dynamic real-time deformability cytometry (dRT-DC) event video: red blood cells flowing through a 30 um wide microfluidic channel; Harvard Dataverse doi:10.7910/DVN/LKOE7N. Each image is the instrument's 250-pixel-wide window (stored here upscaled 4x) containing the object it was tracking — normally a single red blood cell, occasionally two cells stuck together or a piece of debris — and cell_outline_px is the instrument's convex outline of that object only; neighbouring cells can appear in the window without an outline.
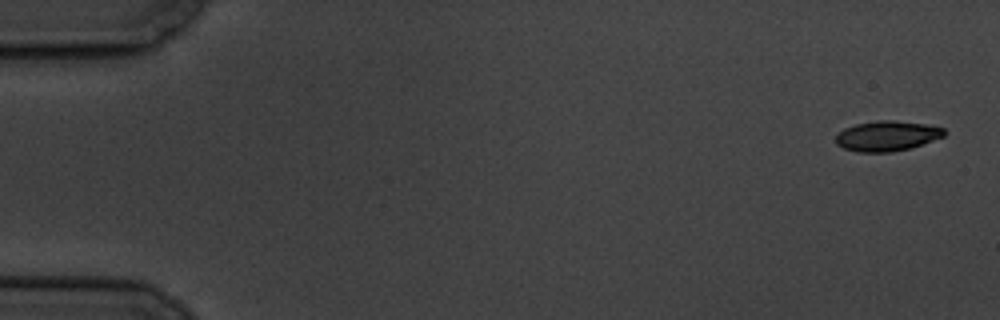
{"species": "common noctule bat (a hibernating species)", "species_latin": "Nyctalus noctula", "temperature_condition": "cold", "stored_images_in_passage": 6, "camera_frame_rate_fps": 3000, "um_per_image_px": 0.085, "animal": {"sex": "male", "body_mass_g": 19.5, "forearm_length_mm": 54.6}, "frame": {"image": 1, "passage_image": 1, "time_ms": 0.0, "image_size_px": [1000, 320], "cell_outline_px": [[948, 132], [944, 136], [912, 148], [892, 152], [856, 152], [844, 148], [836, 144], [836, 136], [844, 128], [856, 124], [880, 120], [892, 120], [924, 124], [944, 128]], "centroid_in_image_um": [75.41, 11.56], "position_along_channel_um": 9.6, "area_um2": 19.07}}
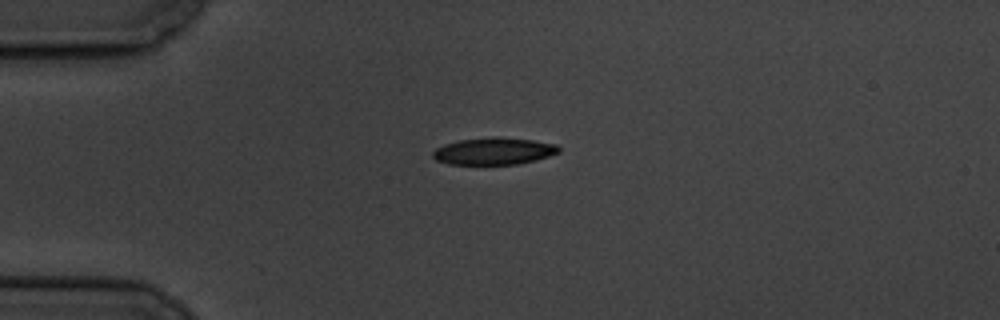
{"frame": {"image": 2, "passage_image": 4, "time_ms": 4.333, "image_size_px": [1000, 320], "cell_outline_px": [[560, 152], [536, 160], [516, 164], [448, 164], [436, 160], [432, 156], [432, 152], [436, 148], [444, 144], [460, 140], [496, 136], [500, 136], [532, 140], [556, 144], [560, 148]], "centroid_in_image_um": [41.97, 12.84], "position_along_channel_um": 43.0, "area_um2": 19.88}}
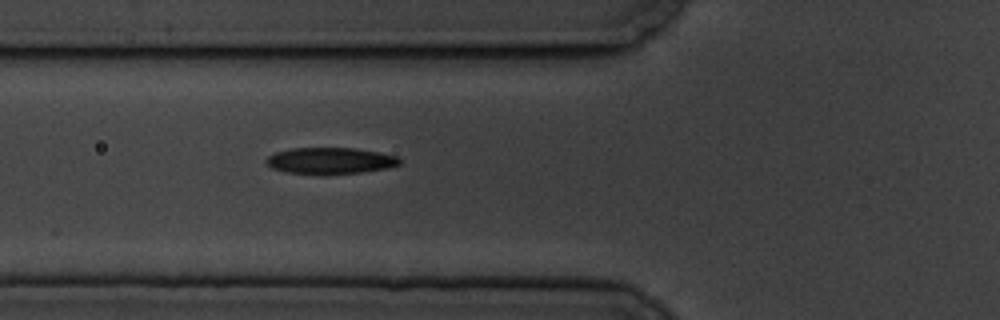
{"frame": {"image": 3, "passage_image": 6, "time_ms": 6.667, "image_size_px": [1000, 320], "cell_outline_px": [[400, 164], [388, 168], [360, 172], [328, 176], [320, 176], [284, 172], [272, 168], [264, 160], [268, 156], [276, 152], [292, 148], [356, 148], [380, 152], [396, 156], [400, 160]], "centroid_in_image_um": [28.04, 13.69], "position_along_channel_um": 97.8, "area_um2": 21.04}}